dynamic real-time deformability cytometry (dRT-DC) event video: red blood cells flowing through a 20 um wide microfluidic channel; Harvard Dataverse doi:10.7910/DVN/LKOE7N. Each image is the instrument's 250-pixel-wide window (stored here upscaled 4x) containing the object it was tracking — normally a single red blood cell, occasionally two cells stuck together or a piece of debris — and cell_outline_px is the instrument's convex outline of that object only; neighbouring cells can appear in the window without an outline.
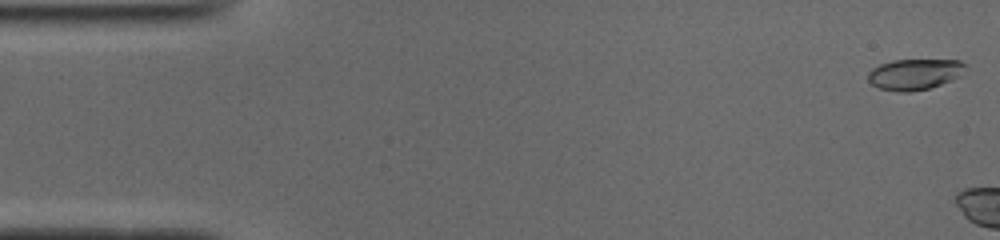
{"species": "common noctule bat (a hibernating species)", "species_latin": "Nyctalus noctula", "temperature_condition": "cold", "stored_images_in_passage": 4, "camera_frame_rate_fps": 3000, "um_per_image_px": 0.085, "animal": {"sex": "male", "body_mass_g": 19.0, "forearm_length_mm": 50.8}, "frame": {"image": 1, "passage_image": 1, "time_ms": 0.0, "image_size_px": [1000, 240], "cell_outline_px": [[964, 76], [928, 88], [908, 92], [896, 92], [880, 88], [872, 84], [868, 80], [868, 72], [872, 68], [880, 64], [892, 60], [960, 60], [964, 64]], "centroid_in_image_um": [77.74, 6.31], "position_along_channel_um": 7.3, "area_um2": 17.57}}